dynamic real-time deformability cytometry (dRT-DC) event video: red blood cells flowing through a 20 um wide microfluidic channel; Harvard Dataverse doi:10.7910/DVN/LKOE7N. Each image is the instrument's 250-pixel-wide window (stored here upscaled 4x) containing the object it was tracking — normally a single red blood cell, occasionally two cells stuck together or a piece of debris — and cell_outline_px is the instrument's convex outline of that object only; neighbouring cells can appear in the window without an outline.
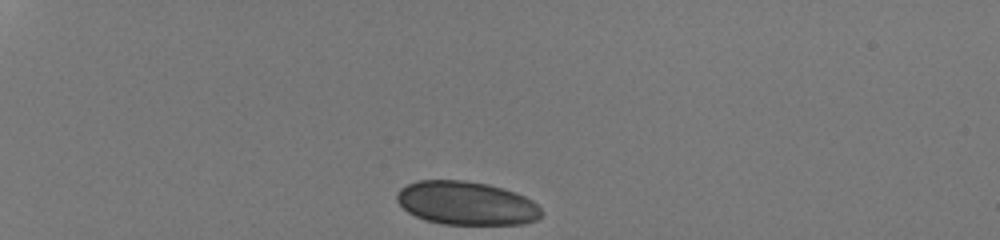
{"species": "human", "species_latin": "Homo sapiens", "temperature_condition": "room temperature", "stored_images_in_passage": 38, "camera_frame_rate_fps": 3000, "um_per_image_px": 0.085, "donor": {"sex": "male"}, "frame": {"image": 1, "passage_image": 1, "time_ms": 0.0, "image_size_px": [1000, 240], "cell_outline_px": [[544, 212], [536, 220], [524, 224], [444, 224], [424, 220], [408, 212], [396, 200], [396, 196], [400, 188], [416, 180], [464, 180], [488, 184], [504, 188], [516, 192], [532, 200]], "centroid_in_image_um": [39.65, 17.26], "position_along_channel_um": 45.4, "area_um2": 36.82}}
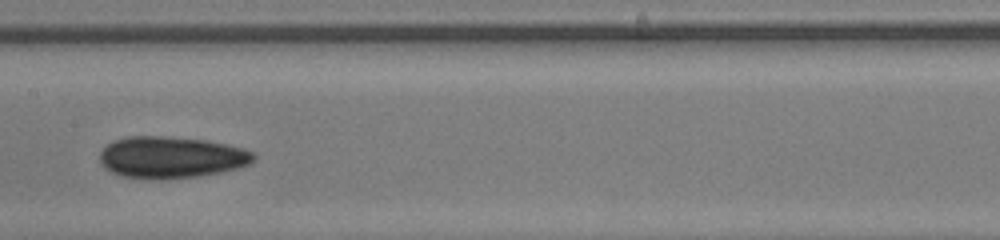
{"frame": {"image": 2, "passage_image": 17, "time_ms": 5.333, "image_size_px": [1000, 240], "cell_outline_px": [[256, 156], [252, 164], [240, 168], [220, 172], [196, 176], [164, 180], [160, 180], [120, 176], [108, 172], [100, 164], [100, 152], [112, 140], [128, 136], [164, 136], [208, 140], [228, 144], [244, 148], [256, 152]], "centroid_in_image_um": [14.57, 13.37], "position_along_channel_um": 192.8, "area_um2": 38.09}}
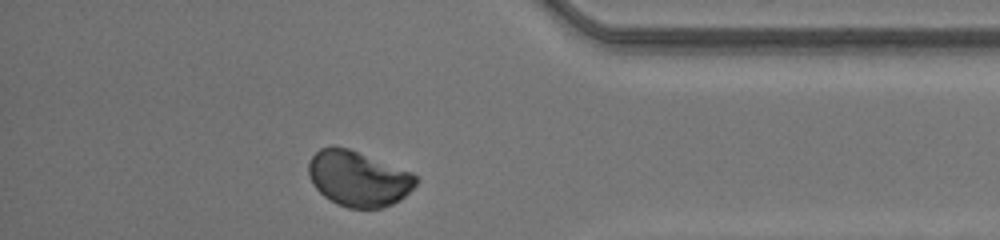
{"frame": {"image": 3, "passage_image": 33, "time_ms": 10.667, "image_size_px": [1000, 240], "cell_outline_px": [[416, 184], [400, 200], [392, 204], [380, 208], [348, 208], [336, 204], [324, 196], [312, 184], [308, 176], [308, 164], [312, 156], [320, 148], [332, 144], [336, 144], [348, 148], [412, 172], [416, 176]], "centroid_in_image_um": [30.41, 15.16], "position_along_channel_um": 404.8, "area_um2": 34.8}, "authors_computed_cell_mechanics": {"area_um2": 36.5874, "velocity_mm_per_s": 4.197, "shape_relaxation_time_tau1_ms": 1.656, "shape_relaxation_time_tau2_ms": null, "deformation_change_tau1": 0.0325, "deformation_change_tau2": null}}